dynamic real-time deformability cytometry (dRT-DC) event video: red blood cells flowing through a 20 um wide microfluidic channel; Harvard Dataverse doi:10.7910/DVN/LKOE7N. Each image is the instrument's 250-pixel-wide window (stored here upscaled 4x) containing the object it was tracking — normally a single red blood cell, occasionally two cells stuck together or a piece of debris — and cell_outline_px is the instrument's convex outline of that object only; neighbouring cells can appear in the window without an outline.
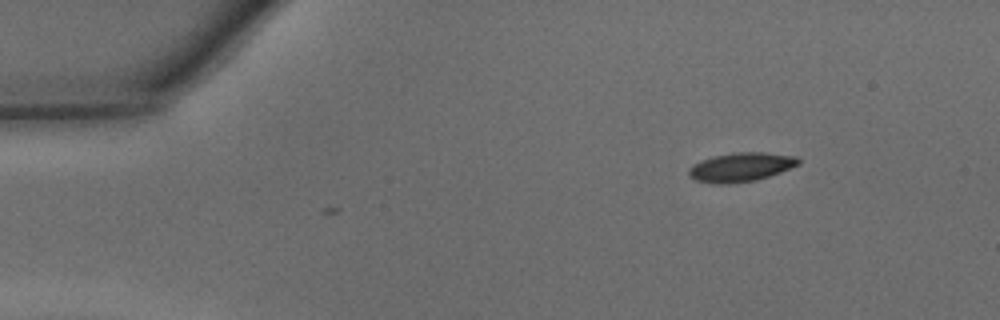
{"species": "common noctule bat (a hibernating species)", "species_latin": "Nyctalus noctula", "temperature_condition": "warm", "stored_images_in_passage": 3, "camera_frame_rate_fps": 3000, "um_per_image_px": 0.085, "animal": {"sex": "male", "body_mass_g": 15.6}, "frame": {"image": 1, "passage_image": 1, "time_ms": 0.0, "image_size_px": [1000, 320], "cell_outline_px": [[800, 164], [780, 172], [756, 180], [728, 184], [712, 184], [696, 180], [688, 176], [688, 168], [704, 160], [716, 156], [736, 152], [764, 152], [796, 156], [800, 160]], "centroid_in_image_um": [62.99, 14.21], "position_along_channel_um": 22.0, "area_um2": 18.38}}